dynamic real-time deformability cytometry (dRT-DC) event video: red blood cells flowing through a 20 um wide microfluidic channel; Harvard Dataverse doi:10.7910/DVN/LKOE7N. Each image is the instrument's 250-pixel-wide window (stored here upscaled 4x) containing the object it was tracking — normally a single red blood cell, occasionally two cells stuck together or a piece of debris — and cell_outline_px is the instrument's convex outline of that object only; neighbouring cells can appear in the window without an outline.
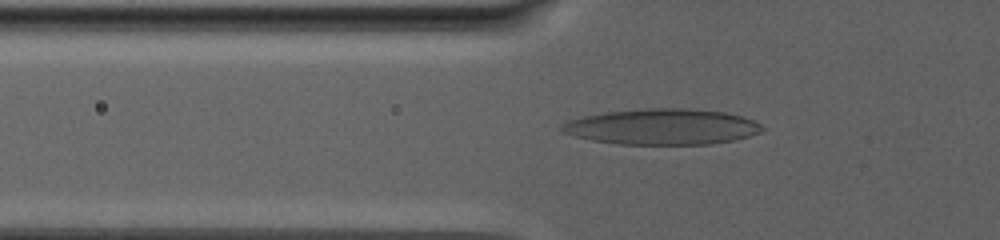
{"species": "human", "species_latin": "Homo sapiens", "temperature_condition": "warm", "stored_images_in_passage": 88, "camera_frame_rate_fps": 3000, "um_per_image_px": 0.085, "donor": {"sex": "male"}, "frame": {"image": 1, "passage_image": 34, "time_ms": 11.0, "image_size_px": [1000, 240], "cell_outline_px": [[764, 128], [760, 132], [736, 140], [712, 144], [620, 144], [592, 140], [576, 136], [564, 132], [560, 128], [560, 124], [568, 120], [584, 116], [604, 112], [648, 108], [688, 108], [724, 112], [740, 116], [752, 120], [760, 124]], "centroid_in_image_um": [56.28, 10.77], "position_along_channel_um": 69.5, "area_um2": 41.67}}
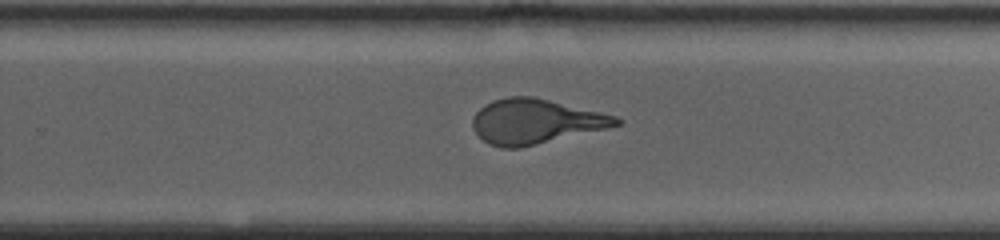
{"frame": {"image": 2, "passage_image": 61, "time_ms": 20.0, "image_size_px": [1000, 240], "cell_outline_px": [[624, 120], [620, 124], [608, 128], [520, 148], [500, 148], [488, 144], [472, 128], [472, 120], [476, 112], [484, 104], [492, 100], [508, 96], [532, 96], [600, 112], [616, 116]], "centroid_in_image_um": [45.49, 10.32], "position_along_channel_um": 284.3, "area_um2": 37.4}}
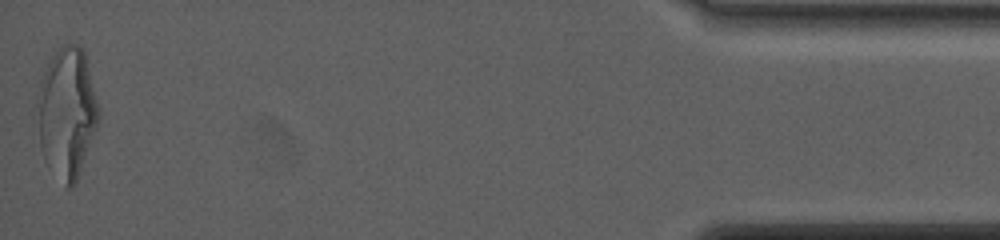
{"frame": {"image": 3, "passage_image": 88, "time_ms": 29.0, "image_size_px": [1000, 240], "cell_outline_px": [[100, 116], [96, 128], [76, 184], [72, 188], [68, 188], [44, 160], [40, 148], [40, 80], [52, 56], [64, 44], [80, 44], [84, 52], [100, 108]], "centroid_in_image_um": [5.74, 9.58], "position_along_channel_um": 429.5, "area_um2": 45.55}, "authors_computed_cell_mechanics": {"area_um2": 39.7664, "velocity_mm_per_s": 2.4454, "shape_relaxation_time_tau1_ms": null, "shape_relaxation_time_tau2_ms": 1.3303, "deformation_change_tau1": null, "deformation_change_tau2": 0.1025}}